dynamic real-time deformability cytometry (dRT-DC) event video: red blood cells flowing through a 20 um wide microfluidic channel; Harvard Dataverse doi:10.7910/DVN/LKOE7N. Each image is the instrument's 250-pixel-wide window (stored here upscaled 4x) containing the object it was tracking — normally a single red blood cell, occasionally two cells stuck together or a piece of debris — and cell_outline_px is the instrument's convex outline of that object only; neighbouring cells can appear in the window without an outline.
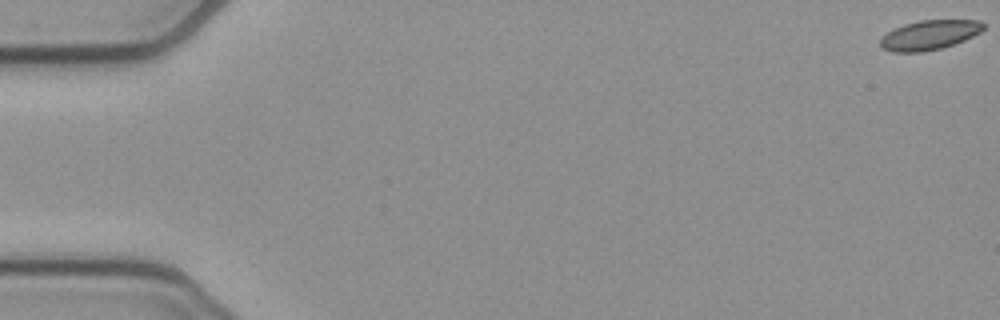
{"species": "common noctule bat (a hibernating species)", "species_latin": "Nyctalus noctula", "temperature_condition": "cold", "stored_images_in_passage": 55, "camera_frame_rate_fps": 3000, "um_per_image_px": 0.085, "animal": {"sex": "female", "body_mass_g": 21.9}, "frame": {"image": 1, "passage_image": 1, "time_ms": 0.0, "image_size_px": [1000, 320], "cell_outline_px": [[984, 28], [980, 32], [964, 40], [940, 48], [920, 52], [892, 52], [880, 48], [880, 40], [888, 32], [904, 24], [920, 20], [980, 20], [984, 24]], "centroid_in_image_um": [78.99, 2.97], "position_along_channel_um": 6.0, "area_um2": 17.57}}
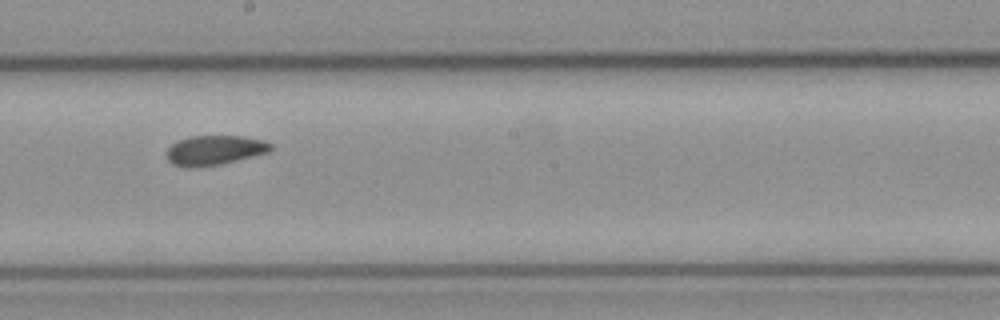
{"frame": {"image": 2, "passage_image": 31, "time_ms": 10.0, "image_size_px": [1000, 320], "cell_outline_px": [[272, 148], [268, 152], [220, 164], [172, 164], [168, 160], [168, 148], [172, 144], [180, 140], [192, 136], [244, 136], [264, 140], [272, 144]], "centroid_in_image_um": [18.32, 12.71], "position_along_channel_um": 229.9, "area_um2": 17.05}}
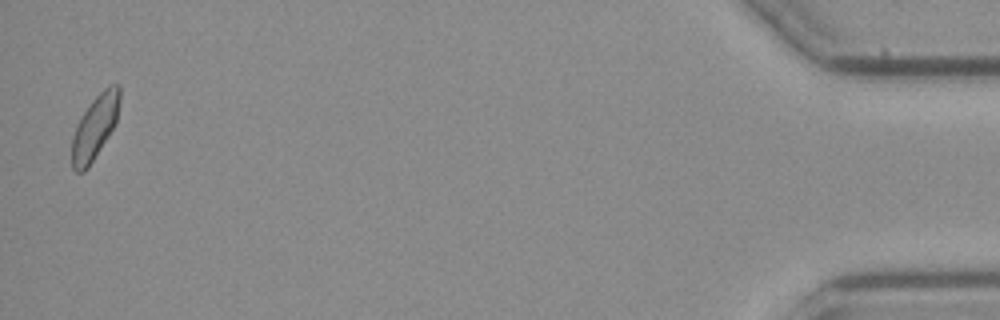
{"frame": {"image": 3, "passage_image": 54, "time_ms": 17.667, "image_size_px": [1000, 320], "cell_outline_px": [[120, 100], [116, 124], [88, 168], [84, 172], [76, 172], [72, 168], [72, 136], [76, 124], [92, 100], [108, 84], [120, 84]], "centroid_in_image_um": [8.07, 10.8], "position_along_channel_um": 427.1, "area_um2": 17.92}, "authors_computed_cell_mechanics": {"area_um2": 18.1492, "velocity_mm_per_s": 3.8201, "shape_relaxation_time_tau1_ms": null, "shape_relaxation_time_tau2_ms": 2.2935, "deformation_change_tau1": null, "deformation_change_tau2": 0.0666}}